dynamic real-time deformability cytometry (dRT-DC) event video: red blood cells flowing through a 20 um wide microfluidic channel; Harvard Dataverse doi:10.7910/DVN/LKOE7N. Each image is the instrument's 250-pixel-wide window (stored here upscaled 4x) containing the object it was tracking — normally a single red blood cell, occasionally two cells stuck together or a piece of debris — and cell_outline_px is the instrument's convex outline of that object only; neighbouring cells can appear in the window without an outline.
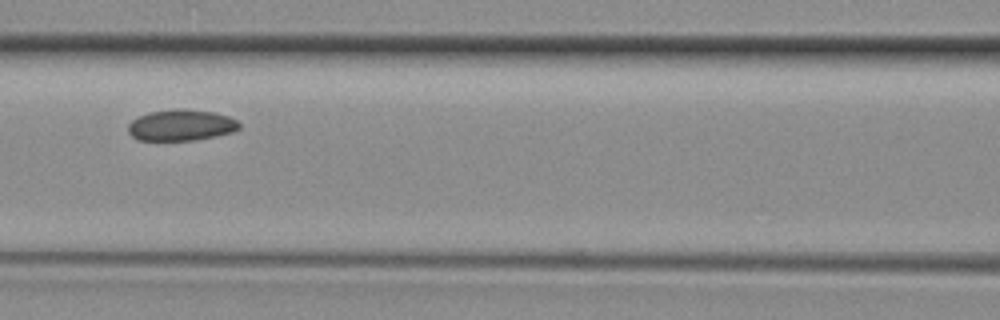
{"species": "common noctule bat (a hibernating species)", "species_latin": "Nyctalus noctula", "temperature_condition": "room temperature", "stored_images_in_passage": 5, "camera_frame_rate_fps": 3000, "um_per_image_px": 0.085, "animal": {"sex": "female", "body_mass_g": 29.2, "forearm_length_mm": 56.3}, "frame": {"image": 1, "passage_image": 5, "time_ms": 1.333, "image_size_px": [1000, 320], "cell_outline_px": [[240, 128], [232, 132], [216, 136], [192, 140], [140, 140], [132, 136], [128, 132], [128, 124], [132, 120], [148, 112], [176, 108], [180, 108], [216, 112], [228, 116], [236, 120], [240, 124]], "centroid_in_image_um": [15.4, 10.63], "position_along_channel_um": 151.2, "area_um2": 20.23}}